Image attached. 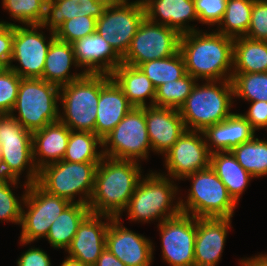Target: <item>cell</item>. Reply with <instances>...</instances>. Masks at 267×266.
<instances>
[{"instance_id": "6", "label": "cell", "mask_w": 267, "mask_h": 266, "mask_svg": "<svg viewBox=\"0 0 267 266\" xmlns=\"http://www.w3.org/2000/svg\"><path fill=\"white\" fill-rule=\"evenodd\" d=\"M99 163H76L65 160L51 163L38 170L36 183L46 192L66 199L70 203L88 205ZM79 194L81 197L74 201L75 196Z\"/></svg>"}, {"instance_id": "11", "label": "cell", "mask_w": 267, "mask_h": 266, "mask_svg": "<svg viewBox=\"0 0 267 266\" xmlns=\"http://www.w3.org/2000/svg\"><path fill=\"white\" fill-rule=\"evenodd\" d=\"M24 186L26 196L23 205L27 207V211L22 208L20 242L29 244L46 238L53 221L70 202L46 192L37 183Z\"/></svg>"}, {"instance_id": "27", "label": "cell", "mask_w": 267, "mask_h": 266, "mask_svg": "<svg viewBox=\"0 0 267 266\" xmlns=\"http://www.w3.org/2000/svg\"><path fill=\"white\" fill-rule=\"evenodd\" d=\"M72 64L78 67L72 44L55 38L48 49L41 79L59 87L69 84L85 74H69Z\"/></svg>"}, {"instance_id": "21", "label": "cell", "mask_w": 267, "mask_h": 266, "mask_svg": "<svg viewBox=\"0 0 267 266\" xmlns=\"http://www.w3.org/2000/svg\"><path fill=\"white\" fill-rule=\"evenodd\" d=\"M231 220V218H197L194 266H217L228 229L231 228Z\"/></svg>"}, {"instance_id": "7", "label": "cell", "mask_w": 267, "mask_h": 266, "mask_svg": "<svg viewBox=\"0 0 267 266\" xmlns=\"http://www.w3.org/2000/svg\"><path fill=\"white\" fill-rule=\"evenodd\" d=\"M192 180L186 201H180L181 211L196 218H232L237 204L224 183L209 166L184 179Z\"/></svg>"}, {"instance_id": "52", "label": "cell", "mask_w": 267, "mask_h": 266, "mask_svg": "<svg viewBox=\"0 0 267 266\" xmlns=\"http://www.w3.org/2000/svg\"><path fill=\"white\" fill-rule=\"evenodd\" d=\"M110 1H128V0H110Z\"/></svg>"}, {"instance_id": "18", "label": "cell", "mask_w": 267, "mask_h": 266, "mask_svg": "<svg viewBox=\"0 0 267 266\" xmlns=\"http://www.w3.org/2000/svg\"><path fill=\"white\" fill-rule=\"evenodd\" d=\"M101 218L107 221L103 222ZM112 217L90 212L80 223L78 230L67 248L69 258L94 266L106 249V233Z\"/></svg>"}, {"instance_id": "13", "label": "cell", "mask_w": 267, "mask_h": 266, "mask_svg": "<svg viewBox=\"0 0 267 266\" xmlns=\"http://www.w3.org/2000/svg\"><path fill=\"white\" fill-rule=\"evenodd\" d=\"M180 38L177 30L145 17L122 57V63L138 67L148 61L170 57L179 52Z\"/></svg>"}, {"instance_id": "51", "label": "cell", "mask_w": 267, "mask_h": 266, "mask_svg": "<svg viewBox=\"0 0 267 266\" xmlns=\"http://www.w3.org/2000/svg\"><path fill=\"white\" fill-rule=\"evenodd\" d=\"M9 69V64L6 62H0V76Z\"/></svg>"}, {"instance_id": "36", "label": "cell", "mask_w": 267, "mask_h": 266, "mask_svg": "<svg viewBox=\"0 0 267 266\" xmlns=\"http://www.w3.org/2000/svg\"><path fill=\"white\" fill-rule=\"evenodd\" d=\"M234 98L239 97L250 102H267V72L232 73Z\"/></svg>"}, {"instance_id": "17", "label": "cell", "mask_w": 267, "mask_h": 266, "mask_svg": "<svg viewBox=\"0 0 267 266\" xmlns=\"http://www.w3.org/2000/svg\"><path fill=\"white\" fill-rule=\"evenodd\" d=\"M119 220H110L106 248L126 266H150L153 260V243L143 235L122 226Z\"/></svg>"}, {"instance_id": "4", "label": "cell", "mask_w": 267, "mask_h": 266, "mask_svg": "<svg viewBox=\"0 0 267 266\" xmlns=\"http://www.w3.org/2000/svg\"><path fill=\"white\" fill-rule=\"evenodd\" d=\"M172 183L174 181L169 177L154 172L140 179L125 209L129 220L149 222L159 219L161 223L181 214L180 201L172 204L178 191Z\"/></svg>"}, {"instance_id": "5", "label": "cell", "mask_w": 267, "mask_h": 266, "mask_svg": "<svg viewBox=\"0 0 267 266\" xmlns=\"http://www.w3.org/2000/svg\"><path fill=\"white\" fill-rule=\"evenodd\" d=\"M60 87L41 78H22L11 116L34 132L59 120ZM18 111L15 116L14 111Z\"/></svg>"}, {"instance_id": "48", "label": "cell", "mask_w": 267, "mask_h": 266, "mask_svg": "<svg viewBox=\"0 0 267 266\" xmlns=\"http://www.w3.org/2000/svg\"><path fill=\"white\" fill-rule=\"evenodd\" d=\"M94 266H126L116 256H114L107 248L101 253Z\"/></svg>"}, {"instance_id": "22", "label": "cell", "mask_w": 267, "mask_h": 266, "mask_svg": "<svg viewBox=\"0 0 267 266\" xmlns=\"http://www.w3.org/2000/svg\"><path fill=\"white\" fill-rule=\"evenodd\" d=\"M132 108L133 106L110 75L101 74L95 134L102 140Z\"/></svg>"}, {"instance_id": "16", "label": "cell", "mask_w": 267, "mask_h": 266, "mask_svg": "<svg viewBox=\"0 0 267 266\" xmlns=\"http://www.w3.org/2000/svg\"><path fill=\"white\" fill-rule=\"evenodd\" d=\"M210 155L203 132L186 130L164 154L169 174L165 176L183 180L186 176L209 167Z\"/></svg>"}, {"instance_id": "39", "label": "cell", "mask_w": 267, "mask_h": 266, "mask_svg": "<svg viewBox=\"0 0 267 266\" xmlns=\"http://www.w3.org/2000/svg\"><path fill=\"white\" fill-rule=\"evenodd\" d=\"M17 184L18 180L0 176V220L20 224L23 207L21 204L26 194L22 195V200L16 198L10 185L15 187Z\"/></svg>"}, {"instance_id": "50", "label": "cell", "mask_w": 267, "mask_h": 266, "mask_svg": "<svg viewBox=\"0 0 267 266\" xmlns=\"http://www.w3.org/2000/svg\"><path fill=\"white\" fill-rule=\"evenodd\" d=\"M61 266H90V265H86V264H83L79 261L71 259L69 257H66L64 262H62Z\"/></svg>"}, {"instance_id": "10", "label": "cell", "mask_w": 267, "mask_h": 266, "mask_svg": "<svg viewBox=\"0 0 267 266\" xmlns=\"http://www.w3.org/2000/svg\"><path fill=\"white\" fill-rule=\"evenodd\" d=\"M102 147L103 156L106 157L135 162L147 159L152 147L147 132L145 107H133L102 139Z\"/></svg>"}, {"instance_id": "41", "label": "cell", "mask_w": 267, "mask_h": 266, "mask_svg": "<svg viewBox=\"0 0 267 266\" xmlns=\"http://www.w3.org/2000/svg\"><path fill=\"white\" fill-rule=\"evenodd\" d=\"M21 79L10 68L0 76V114H11L16 103Z\"/></svg>"}, {"instance_id": "9", "label": "cell", "mask_w": 267, "mask_h": 266, "mask_svg": "<svg viewBox=\"0 0 267 266\" xmlns=\"http://www.w3.org/2000/svg\"><path fill=\"white\" fill-rule=\"evenodd\" d=\"M101 90V74L85 73L81 78L60 87L63 111L59 120L70 130L95 133Z\"/></svg>"}, {"instance_id": "24", "label": "cell", "mask_w": 267, "mask_h": 266, "mask_svg": "<svg viewBox=\"0 0 267 266\" xmlns=\"http://www.w3.org/2000/svg\"><path fill=\"white\" fill-rule=\"evenodd\" d=\"M70 131L64 123L58 120L32 132L33 161L38 170L48 164L63 160ZM37 156L40 158H36Z\"/></svg>"}, {"instance_id": "30", "label": "cell", "mask_w": 267, "mask_h": 266, "mask_svg": "<svg viewBox=\"0 0 267 266\" xmlns=\"http://www.w3.org/2000/svg\"><path fill=\"white\" fill-rule=\"evenodd\" d=\"M88 205L70 203L55 219L46 236L49 243L55 249L66 251L74 238L80 223L90 213Z\"/></svg>"}, {"instance_id": "37", "label": "cell", "mask_w": 267, "mask_h": 266, "mask_svg": "<svg viewBox=\"0 0 267 266\" xmlns=\"http://www.w3.org/2000/svg\"><path fill=\"white\" fill-rule=\"evenodd\" d=\"M47 0H2L11 17L24 25H41Z\"/></svg>"}, {"instance_id": "43", "label": "cell", "mask_w": 267, "mask_h": 266, "mask_svg": "<svg viewBox=\"0 0 267 266\" xmlns=\"http://www.w3.org/2000/svg\"><path fill=\"white\" fill-rule=\"evenodd\" d=\"M227 0H194L198 21L207 25H218L224 16Z\"/></svg>"}, {"instance_id": "42", "label": "cell", "mask_w": 267, "mask_h": 266, "mask_svg": "<svg viewBox=\"0 0 267 266\" xmlns=\"http://www.w3.org/2000/svg\"><path fill=\"white\" fill-rule=\"evenodd\" d=\"M246 37L267 41V0H254Z\"/></svg>"}, {"instance_id": "3", "label": "cell", "mask_w": 267, "mask_h": 266, "mask_svg": "<svg viewBox=\"0 0 267 266\" xmlns=\"http://www.w3.org/2000/svg\"><path fill=\"white\" fill-rule=\"evenodd\" d=\"M207 82V83H206ZM195 84L178 109L187 130L204 131L230 117L234 88L231 80ZM221 84V85H216Z\"/></svg>"}, {"instance_id": "20", "label": "cell", "mask_w": 267, "mask_h": 266, "mask_svg": "<svg viewBox=\"0 0 267 266\" xmlns=\"http://www.w3.org/2000/svg\"><path fill=\"white\" fill-rule=\"evenodd\" d=\"M145 120L152 151L161 155L187 130L176 108L146 106Z\"/></svg>"}, {"instance_id": "25", "label": "cell", "mask_w": 267, "mask_h": 266, "mask_svg": "<svg viewBox=\"0 0 267 266\" xmlns=\"http://www.w3.org/2000/svg\"><path fill=\"white\" fill-rule=\"evenodd\" d=\"M203 134L212 154L231 151L234 147L251 140L255 136V130L241 114L233 113L222 122L207 127Z\"/></svg>"}, {"instance_id": "46", "label": "cell", "mask_w": 267, "mask_h": 266, "mask_svg": "<svg viewBox=\"0 0 267 266\" xmlns=\"http://www.w3.org/2000/svg\"><path fill=\"white\" fill-rule=\"evenodd\" d=\"M17 261V266H51L49 256L39 248H30L22 253Z\"/></svg>"}, {"instance_id": "23", "label": "cell", "mask_w": 267, "mask_h": 266, "mask_svg": "<svg viewBox=\"0 0 267 266\" xmlns=\"http://www.w3.org/2000/svg\"><path fill=\"white\" fill-rule=\"evenodd\" d=\"M142 2L145 17L154 23L171 27L180 34L197 31L187 22L197 20L194 0H136ZM160 17L158 20L157 18Z\"/></svg>"}, {"instance_id": "49", "label": "cell", "mask_w": 267, "mask_h": 266, "mask_svg": "<svg viewBox=\"0 0 267 266\" xmlns=\"http://www.w3.org/2000/svg\"><path fill=\"white\" fill-rule=\"evenodd\" d=\"M241 266H267V254H260L240 261Z\"/></svg>"}, {"instance_id": "31", "label": "cell", "mask_w": 267, "mask_h": 266, "mask_svg": "<svg viewBox=\"0 0 267 266\" xmlns=\"http://www.w3.org/2000/svg\"><path fill=\"white\" fill-rule=\"evenodd\" d=\"M98 145L102 146V140L95 133L71 130L63 160L76 163L101 162L104 156L102 150L97 151Z\"/></svg>"}, {"instance_id": "32", "label": "cell", "mask_w": 267, "mask_h": 266, "mask_svg": "<svg viewBox=\"0 0 267 266\" xmlns=\"http://www.w3.org/2000/svg\"><path fill=\"white\" fill-rule=\"evenodd\" d=\"M254 0H227L222 21L217 32L232 37L247 34Z\"/></svg>"}, {"instance_id": "19", "label": "cell", "mask_w": 267, "mask_h": 266, "mask_svg": "<svg viewBox=\"0 0 267 266\" xmlns=\"http://www.w3.org/2000/svg\"><path fill=\"white\" fill-rule=\"evenodd\" d=\"M78 68L84 73L110 75L121 63L122 57L97 32L72 43Z\"/></svg>"}, {"instance_id": "38", "label": "cell", "mask_w": 267, "mask_h": 266, "mask_svg": "<svg viewBox=\"0 0 267 266\" xmlns=\"http://www.w3.org/2000/svg\"><path fill=\"white\" fill-rule=\"evenodd\" d=\"M80 16L78 0H47L43 27L49 26V32H55L64 21Z\"/></svg>"}, {"instance_id": "12", "label": "cell", "mask_w": 267, "mask_h": 266, "mask_svg": "<svg viewBox=\"0 0 267 266\" xmlns=\"http://www.w3.org/2000/svg\"><path fill=\"white\" fill-rule=\"evenodd\" d=\"M144 18L142 2L110 1L96 21V32L123 57Z\"/></svg>"}, {"instance_id": "33", "label": "cell", "mask_w": 267, "mask_h": 266, "mask_svg": "<svg viewBox=\"0 0 267 266\" xmlns=\"http://www.w3.org/2000/svg\"><path fill=\"white\" fill-rule=\"evenodd\" d=\"M238 163L254 178L267 175V140L255 136L231 150Z\"/></svg>"}, {"instance_id": "15", "label": "cell", "mask_w": 267, "mask_h": 266, "mask_svg": "<svg viewBox=\"0 0 267 266\" xmlns=\"http://www.w3.org/2000/svg\"><path fill=\"white\" fill-rule=\"evenodd\" d=\"M157 227L161 234L163 260L171 266H194L197 218L181 213Z\"/></svg>"}, {"instance_id": "1", "label": "cell", "mask_w": 267, "mask_h": 266, "mask_svg": "<svg viewBox=\"0 0 267 266\" xmlns=\"http://www.w3.org/2000/svg\"><path fill=\"white\" fill-rule=\"evenodd\" d=\"M186 73L197 81L231 80L234 38L201 30L181 34L180 49ZM230 71V72H229Z\"/></svg>"}, {"instance_id": "2", "label": "cell", "mask_w": 267, "mask_h": 266, "mask_svg": "<svg viewBox=\"0 0 267 266\" xmlns=\"http://www.w3.org/2000/svg\"><path fill=\"white\" fill-rule=\"evenodd\" d=\"M138 162L104 156L98 164L88 206L92 213L119 218L125 211L139 180Z\"/></svg>"}, {"instance_id": "8", "label": "cell", "mask_w": 267, "mask_h": 266, "mask_svg": "<svg viewBox=\"0 0 267 266\" xmlns=\"http://www.w3.org/2000/svg\"><path fill=\"white\" fill-rule=\"evenodd\" d=\"M26 168L25 183H36L38 169L33 161L32 132L10 114H0V176L19 181Z\"/></svg>"}, {"instance_id": "26", "label": "cell", "mask_w": 267, "mask_h": 266, "mask_svg": "<svg viewBox=\"0 0 267 266\" xmlns=\"http://www.w3.org/2000/svg\"><path fill=\"white\" fill-rule=\"evenodd\" d=\"M110 77L121 88L133 107L148 106L145 102L147 97L151 99L150 106H154L156 88L139 67L121 63Z\"/></svg>"}, {"instance_id": "44", "label": "cell", "mask_w": 267, "mask_h": 266, "mask_svg": "<svg viewBox=\"0 0 267 266\" xmlns=\"http://www.w3.org/2000/svg\"><path fill=\"white\" fill-rule=\"evenodd\" d=\"M14 23L0 21V62L11 64L13 55Z\"/></svg>"}, {"instance_id": "28", "label": "cell", "mask_w": 267, "mask_h": 266, "mask_svg": "<svg viewBox=\"0 0 267 266\" xmlns=\"http://www.w3.org/2000/svg\"><path fill=\"white\" fill-rule=\"evenodd\" d=\"M210 167L227 188L228 194L237 203L253 176L236 160L231 151L214 152L210 155Z\"/></svg>"}, {"instance_id": "14", "label": "cell", "mask_w": 267, "mask_h": 266, "mask_svg": "<svg viewBox=\"0 0 267 266\" xmlns=\"http://www.w3.org/2000/svg\"><path fill=\"white\" fill-rule=\"evenodd\" d=\"M40 28L44 27L38 24L26 25V27L14 25L11 63L18 61L20 67L10 64L9 68L21 78L42 77L48 49L56 37L55 32L51 31V37L46 41L43 32H38Z\"/></svg>"}, {"instance_id": "29", "label": "cell", "mask_w": 267, "mask_h": 266, "mask_svg": "<svg viewBox=\"0 0 267 266\" xmlns=\"http://www.w3.org/2000/svg\"><path fill=\"white\" fill-rule=\"evenodd\" d=\"M267 72V41L234 38L232 73Z\"/></svg>"}, {"instance_id": "34", "label": "cell", "mask_w": 267, "mask_h": 266, "mask_svg": "<svg viewBox=\"0 0 267 266\" xmlns=\"http://www.w3.org/2000/svg\"><path fill=\"white\" fill-rule=\"evenodd\" d=\"M138 67L150 79L155 88L166 82L179 80L187 74L185 61L180 51L167 58L142 63Z\"/></svg>"}, {"instance_id": "35", "label": "cell", "mask_w": 267, "mask_h": 266, "mask_svg": "<svg viewBox=\"0 0 267 266\" xmlns=\"http://www.w3.org/2000/svg\"><path fill=\"white\" fill-rule=\"evenodd\" d=\"M197 80L186 74L179 80L166 82L156 88L154 106L179 109L190 95Z\"/></svg>"}, {"instance_id": "45", "label": "cell", "mask_w": 267, "mask_h": 266, "mask_svg": "<svg viewBox=\"0 0 267 266\" xmlns=\"http://www.w3.org/2000/svg\"><path fill=\"white\" fill-rule=\"evenodd\" d=\"M254 130L263 129L267 125V102H251V106L246 114H241Z\"/></svg>"}, {"instance_id": "47", "label": "cell", "mask_w": 267, "mask_h": 266, "mask_svg": "<svg viewBox=\"0 0 267 266\" xmlns=\"http://www.w3.org/2000/svg\"><path fill=\"white\" fill-rule=\"evenodd\" d=\"M110 0H78L80 5V16L98 19Z\"/></svg>"}, {"instance_id": "40", "label": "cell", "mask_w": 267, "mask_h": 266, "mask_svg": "<svg viewBox=\"0 0 267 266\" xmlns=\"http://www.w3.org/2000/svg\"><path fill=\"white\" fill-rule=\"evenodd\" d=\"M97 19L77 16L64 23L55 31V37L70 44L96 32Z\"/></svg>"}]
</instances>
